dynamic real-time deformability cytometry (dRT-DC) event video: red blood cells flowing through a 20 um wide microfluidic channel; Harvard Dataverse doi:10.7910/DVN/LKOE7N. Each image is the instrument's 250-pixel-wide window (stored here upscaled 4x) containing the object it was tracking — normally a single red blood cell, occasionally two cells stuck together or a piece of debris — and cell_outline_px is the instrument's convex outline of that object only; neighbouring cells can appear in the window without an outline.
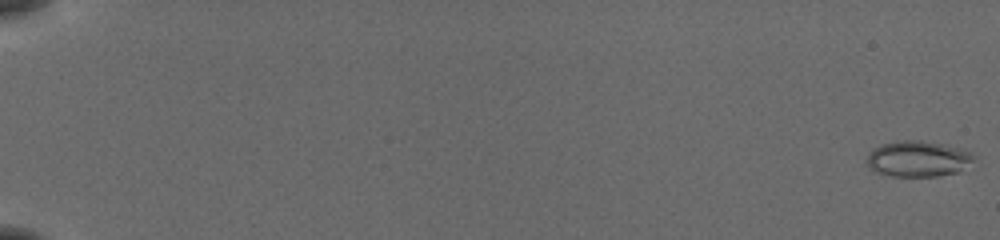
{"species": "common noctule bat (a hibernating species)", "species_latin": "Nyctalus noctula", "temperature_condition": "cold", "stored_images_in_passage": 55, "camera_frame_rate_fps": 3000, "um_per_image_px": 0.085, "animal": {"sex": "female", "body_mass_g": 19.5, "forearm_length_mm": 54.1}, "frame": {"image": 1, "passage_image": 1, "time_ms": 0.0, "image_size_px": [1000, 240], "cell_outline_px": [[976, 156], [972, 160], [956, 172], [936, 176], [892, 176], [876, 172], [864, 160], [868, 152], [872, 148], [880, 144], [900, 140], [920, 140], [940, 144], [972, 152]], "centroid_in_image_um": [77.94, 13.49], "position_along_channel_um": 7.1, "area_um2": 22.14}}
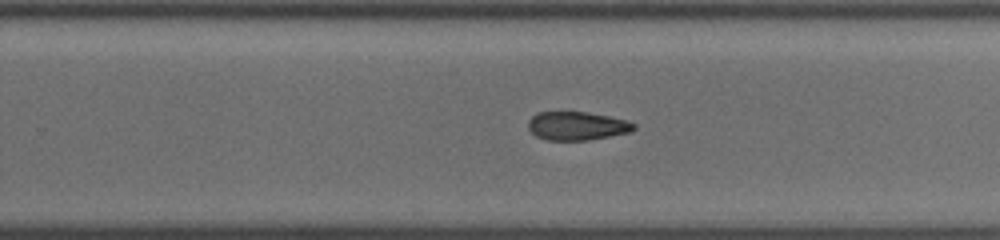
{"frame": {"image": 2, "passage_image": 38, "time_ms": 12.333, "image_size_px": [1000, 240], "cell_outline_px": [[636, 128], [632, 132], [588, 140], [548, 140], [536, 136], [528, 128], [528, 120], [536, 112], [588, 112], [628, 120], [636, 124]], "centroid_in_image_um": [49.07, 10.7], "position_along_channel_um": 280.7, "area_um2": 17.69}}
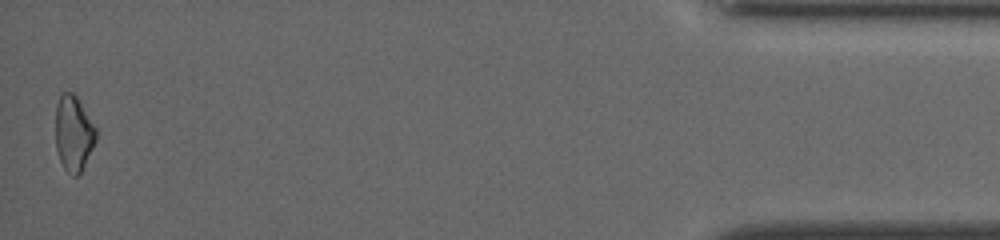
{"frame": {"image": 3, "passage_image": 55, "time_ms": 18.0, "image_size_px": [1000, 240], "cell_outline_px": [[96, 140], [80, 172], [76, 176], [72, 176], [64, 168], [60, 160], [56, 148], [56, 104], [60, 92], [72, 92], [76, 96], [96, 128]], "centroid_in_image_um": [6.23, 11.31], "position_along_channel_um": 429.0, "area_um2": 17.57}}